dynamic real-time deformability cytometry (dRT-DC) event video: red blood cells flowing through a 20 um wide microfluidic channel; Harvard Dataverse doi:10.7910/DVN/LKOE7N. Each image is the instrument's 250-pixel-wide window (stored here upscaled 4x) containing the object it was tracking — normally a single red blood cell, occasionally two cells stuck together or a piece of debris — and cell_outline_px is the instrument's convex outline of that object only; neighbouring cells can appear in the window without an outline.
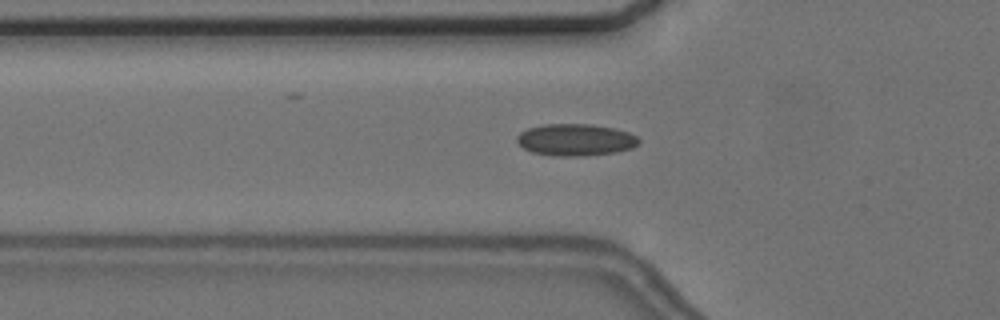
{"species": "common noctule bat (a hibernating species)", "species_latin": "Nyctalus noctula", "temperature_condition": "cold", "stored_images_in_passage": 56, "camera_frame_rate_fps": 3000, "um_per_image_px": 0.085, "animal": {"sex": "female", "body_mass_g": 24.6, "forearm_length_mm": 56.2}, "frame": {"image": 1, "passage_image": 19, "time_ms": 6.0, "image_size_px": [1000, 320], "cell_outline_px": [[640, 144], [632, 148], [616, 152], [580, 156], [552, 156], [532, 152], [524, 148], [516, 140], [516, 136], [520, 132], [528, 128], [544, 124], [592, 124], [612, 128], [628, 132], [636, 136], [640, 140]], "centroid_in_image_um": [48.92, 11.88], "position_along_channel_um": 76.9, "area_um2": 22.72}}
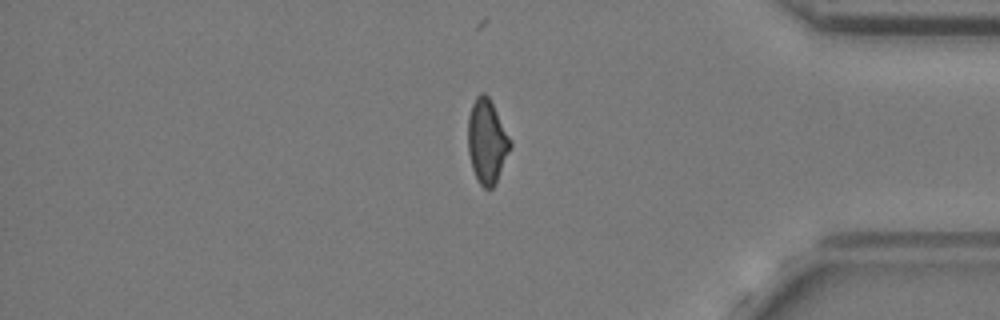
{"frame": {"image": 2, "passage_image": 47, "time_ms": 15.333, "image_size_px": [1000, 320], "cell_outline_px": [[512, 144], [496, 180], [492, 188], [484, 188], [480, 184], [472, 168], [468, 152], [468, 116], [472, 104], [476, 96], [480, 92], [484, 92], [488, 96], [512, 140]], "centroid_in_image_um": [41.38, 11.97], "position_along_channel_um": 393.8, "area_um2": 20.46}}
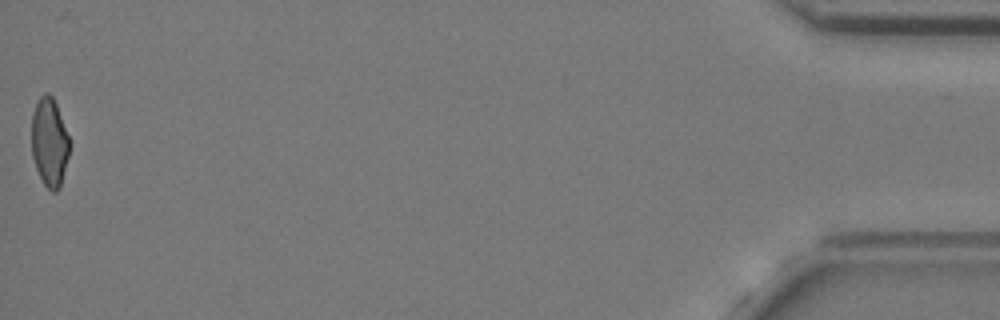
{"frame": {"image": 3, "passage_image": 56, "time_ms": 18.333, "image_size_px": [1000, 320], "cell_outline_px": [[68, 156], [60, 188], [56, 192], [52, 192], [44, 184], [36, 168], [32, 156], [32, 112], [40, 96], [44, 92], [48, 92], [52, 96], [56, 104], [68, 136]], "centroid_in_image_um": [4.18, 12.09], "position_along_channel_um": 431.0, "area_um2": 19.31}, "authors_computed_cell_mechanics": {"area_um2": 21.2704, "velocity_mm_per_s": 3.657, "shape_relaxation_time_tau1_ms": null, "shape_relaxation_time_tau2_ms": 1.9117, "deformation_change_tau1": null, "deformation_change_tau2": 0.0814}}